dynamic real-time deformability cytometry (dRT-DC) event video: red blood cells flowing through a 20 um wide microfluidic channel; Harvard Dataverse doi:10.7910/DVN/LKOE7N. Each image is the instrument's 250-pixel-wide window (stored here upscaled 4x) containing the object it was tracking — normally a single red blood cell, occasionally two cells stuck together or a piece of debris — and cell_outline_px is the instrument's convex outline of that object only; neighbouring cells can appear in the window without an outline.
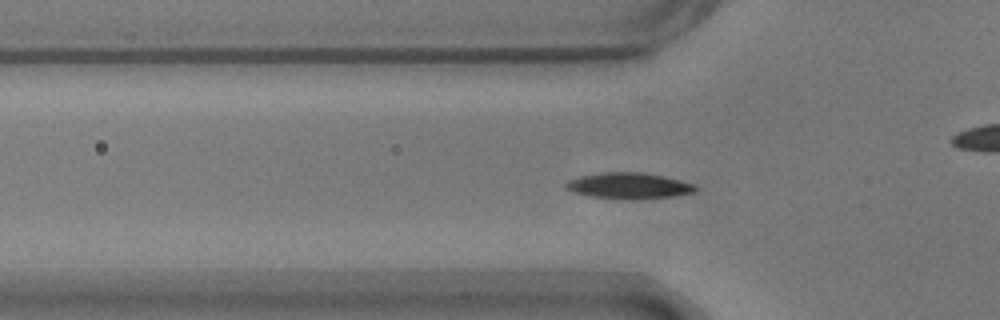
{"species": "common noctule bat (a hibernating species)", "species_latin": "Nyctalus noctula", "temperature_condition": "warm", "stored_images_in_passage": 45, "camera_frame_rate_fps": 3000, "um_per_image_px": 0.085, "animal": {"sex": "male", "body_mass_g": 17.9}, "frame": {"image": 1, "passage_image": 7, "time_ms": 2.0, "image_size_px": [1000, 320], "cell_outline_px": [[696, 192], [676, 196], [632, 200], [628, 200], [588, 196], [572, 192], [564, 188], [564, 184], [568, 180], [580, 176], [604, 172], [640, 172], [660, 176], [692, 184], [696, 188]], "centroid_in_image_um": [53.37, 15.81], "position_along_channel_um": 72.4, "area_um2": 19.65}}
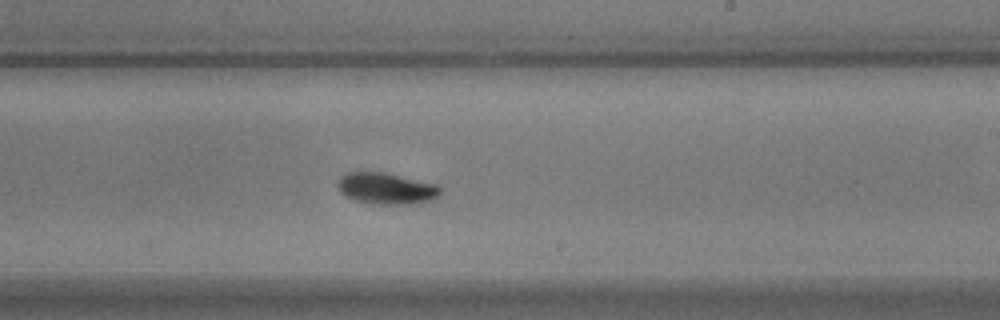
{"frame": {"image": 2, "passage_image": 22, "time_ms": 7.0, "image_size_px": [1000, 320], "cell_outline_px": [[440, 192], [432, 200], [420, 204], [376, 204], [356, 200], [340, 192], [336, 184], [340, 176], [348, 172], [384, 172], [436, 184], [440, 188]], "centroid_in_image_um": [32.83, 16.02], "position_along_channel_um": 256.2, "area_um2": 18.73}}
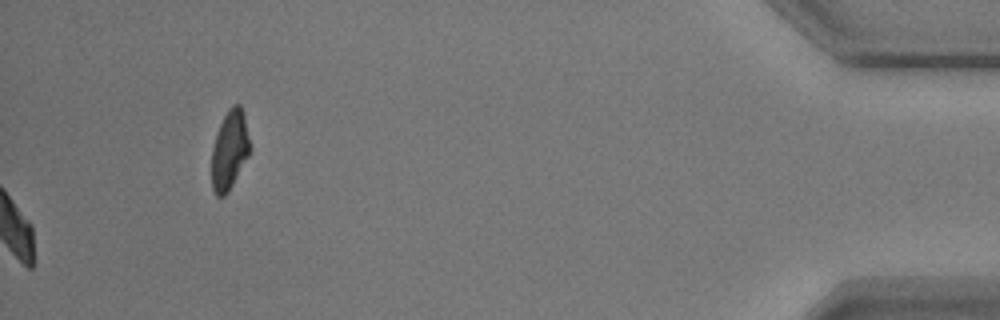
{"frame": {"image": 3, "passage_image": 45, "time_ms": 14.667, "image_size_px": [1000, 320], "cell_outline_px": [[252, 148], [248, 156], [228, 192], [224, 196], [216, 196], [212, 188], [212, 148], [216, 132], [228, 108], [232, 104], [240, 104], [244, 112], [252, 144]], "centroid_in_image_um": [19.54, 12.7], "position_along_channel_um": 415.7, "area_um2": 17.98}, "authors_computed_cell_mechanics": {"area_um2": 17.9758, "velocity_mm_per_s": 3.6716, "shape_relaxation_time_tau1_ms": 4.9964, "shape_relaxation_time_tau2_ms": null, "deformation_change_tau1": 0.1919, "deformation_change_tau2": null}}